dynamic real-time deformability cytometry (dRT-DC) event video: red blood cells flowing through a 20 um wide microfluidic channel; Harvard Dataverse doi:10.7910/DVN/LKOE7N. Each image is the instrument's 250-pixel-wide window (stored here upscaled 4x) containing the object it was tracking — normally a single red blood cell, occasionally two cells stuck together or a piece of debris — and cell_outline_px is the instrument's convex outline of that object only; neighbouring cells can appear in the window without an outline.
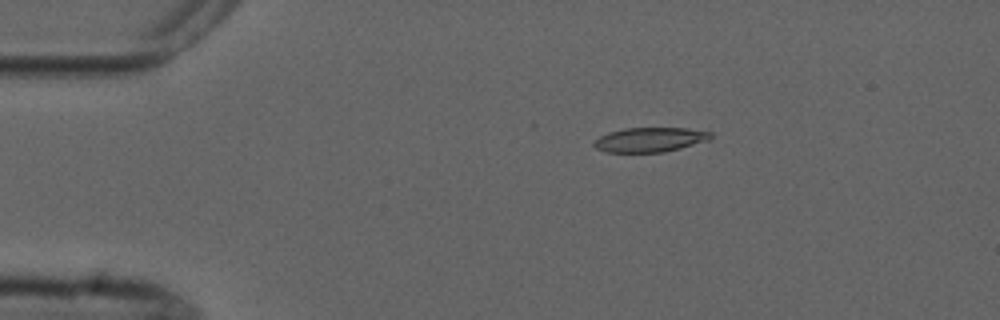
{"species": "common noctule bat (a hibernating species)", "species_latin": "Nyctalus noctula", "temperature_condition": "cold", "stored_images_in_passage": 5, "camera_frame_rate_fps": 3000, "um_per_image_px": 0.085, "animal": {"sex": "male", "forearm_length_mm": 52.5}, "frame": {"image": 1, "passage_image": 2, "time_ms": 1.333, "image_size_px": [1000, 320], "cell_outline_px": [[712, 136], [708, 140], [680, 148], [664, 152], [604, 152], [596, 148], [592, 144], [600, 136], [608, 132], [624, 128], [688, 128], [712, 132]], "centroid_in_image_um": [55.23, 11.87], "position_along_channel_um": 29.8, "area_um2": 16.65}}
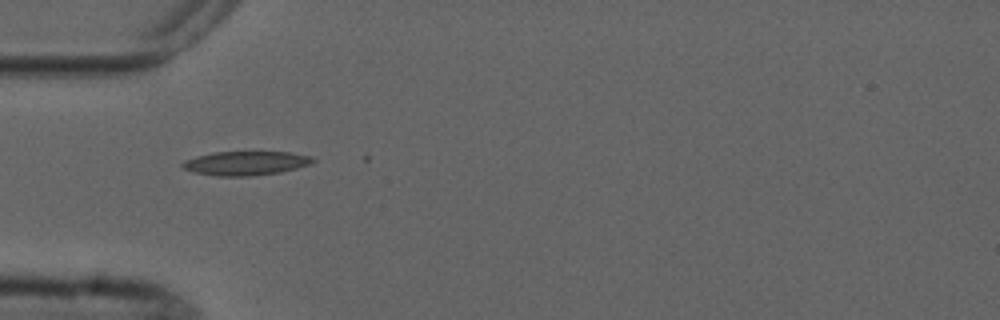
{"frame": {"image": 2, "passage_image": 4, "time_ms": 3.667, "image_size_px": [1000, 320], "cell_outline_px": [[316, 160], [308, 164], [296, 168], [280, 172], [252, 176], [216, 176], [192, 172], [184, 168], [180, 164], [184, 160], [196, 156], [212, 152], [288, 152], [308, 156]], "centroid_in_image_um": [20.81, 13.87], "position_along_channel_um": 64.2, "area_um2": 18.15}}
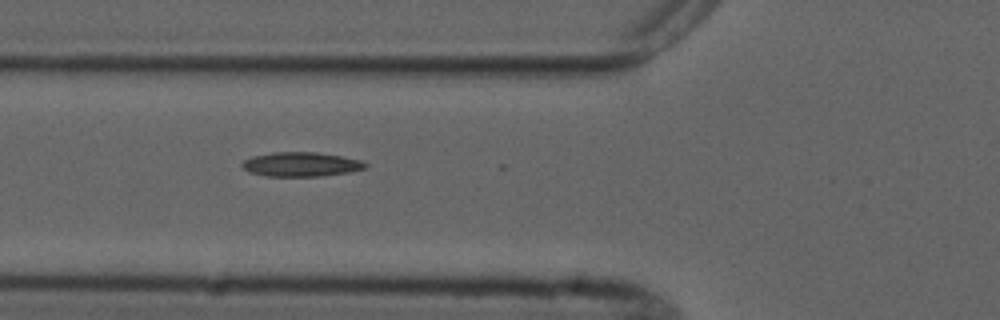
{"frame": {"image": 3, "passage_image": 5, "time_ms": 4.667, "image_size_px": [1000, 320], "cell_outline_px": [[368, 168], [348, 172], [320, 176], [268, 176], [248, 172], [240, 164], [244, 160], [252, 156], [272, 152], [316, 152], [340, 156], [360, 160], [368, 164]], "centroid_in_image_um": [25.58, 13.96], "position_along_channel_um": 100.2, "area_um2": 17.46}}